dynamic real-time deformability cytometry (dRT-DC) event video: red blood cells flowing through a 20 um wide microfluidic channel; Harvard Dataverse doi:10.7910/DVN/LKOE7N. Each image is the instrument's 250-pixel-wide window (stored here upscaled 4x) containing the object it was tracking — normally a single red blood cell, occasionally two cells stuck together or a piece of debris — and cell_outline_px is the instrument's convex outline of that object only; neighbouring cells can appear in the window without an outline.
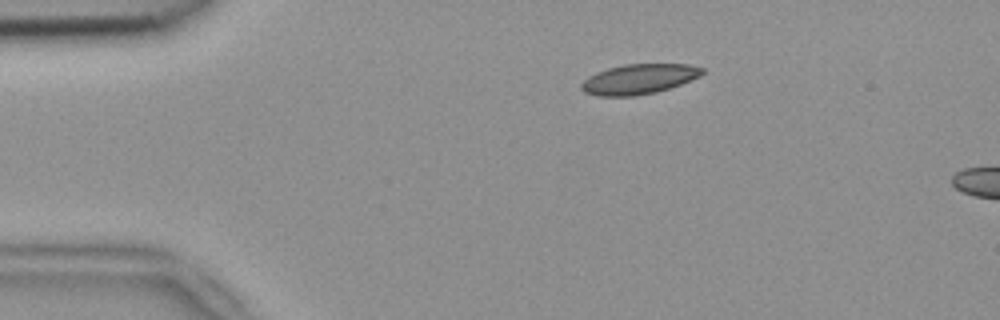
{"species": "common noctule bat (a hibernating species)", "species_latin": "Nyctalus noctula", "temperature_condition": "room temperature", "stored_images_in_passage": 8, "camera_frame_rate_fps": 3000, "um_per_image_px": 0.085, "animal": {"sex": "female", "body_mass_g": 18.4}, "frame": {"image": 1, "passage_image": 4, "time_ms": 1.0, "image_size_px": [1000, 320], "cell_outline_px": [[704, 72], [700, 76], [680, 84], [656, 92], [632, 96], [596, 96], [584, 92], [580, 88], [580, 84], [588, 76], [596, 72], [608, 68], [624, 64], [688, 64], [704, 68]], "centroid_in_image_um": [54.27, 6.72], "position_along_channel_um": 30.7, "area_um2": 21.15}}